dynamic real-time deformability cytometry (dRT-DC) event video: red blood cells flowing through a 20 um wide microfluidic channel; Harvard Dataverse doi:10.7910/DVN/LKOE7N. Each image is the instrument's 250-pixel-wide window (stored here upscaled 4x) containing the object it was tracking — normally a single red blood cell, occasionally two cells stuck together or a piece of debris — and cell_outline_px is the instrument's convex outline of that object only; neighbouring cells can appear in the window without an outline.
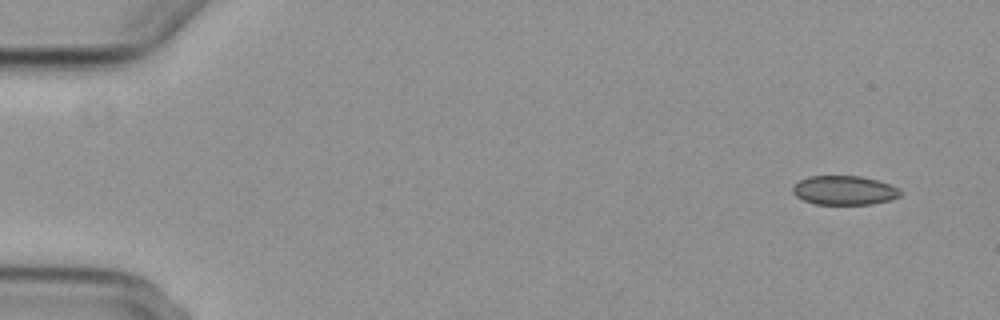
{"species": "common noctule bat (a hibernating species)", "species_latin": "Nyctalus noctula", "temperature_condition": "cold", "stored_images_in_passage": 4, "camera_frame_rate_fps": 3000, "um_per_image_px": 0.085, "animal": {"sex": "female", "body_mass_g": 29.2, "forearm_length_mm": 56.3}, "frame": {"image": 1, "passage_image": 1, "time_ms": 0.0, "image_size_px": [1000, 320], "cell_outline_px": [[900, 196], [888, 200], [872, 204], [816, 204], [804, 200], [796, 196], [792, 192], [792, 188], [800, 180], [808, 176], [860, 176], [876, 180], [900, 188]], "centroid_in_image_um": [71.75, 16.17], "position_along_channel_um": 13.3, "area_um2": 18.09}}
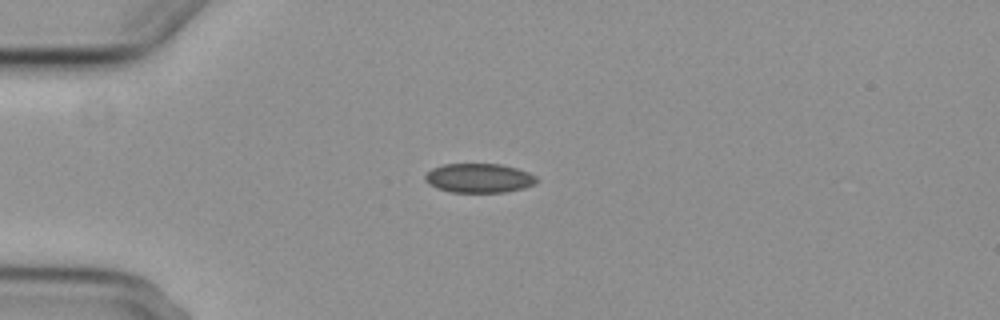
{"frame": {"image": 2, "passage_image": 4, "time_ms": 3.667, "image_size_px": [1000, 320], "cell_outline_px": [[540, 180], [536, 184], [524, 188], [504, 192], [452, 192], [436, 188], [428, 184], [424, 180], [424, 176], [432, 168], [444, 164], [500, 164], [516, 168], [528, 172], [536, 176]], "centroid_in_image_um": [40.73, 15.14], "position_along_channel_um": 44.3, "area_um2": 19.13}}